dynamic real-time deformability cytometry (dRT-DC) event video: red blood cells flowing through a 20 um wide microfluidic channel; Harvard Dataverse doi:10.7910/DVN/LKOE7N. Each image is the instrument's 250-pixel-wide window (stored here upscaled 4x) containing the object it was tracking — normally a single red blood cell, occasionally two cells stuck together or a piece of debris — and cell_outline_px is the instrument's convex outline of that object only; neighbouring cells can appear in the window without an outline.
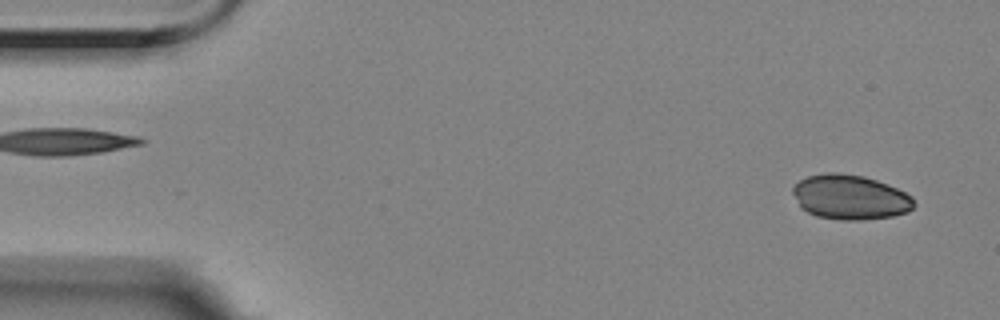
{"species": "Egyptian fruit bat (a non-hibernating species)", "species_latin": "Rousettus aegyptiacus", "temperature_condition": "room temperature", "stored_images_in_passage": 17, "camera_frame_rate_fps": 3000, "um_per_image_px": 0.085, "animal": {"sex": "female"}, "frame": {"image": 1, "passage_image": 2, "time_ms": 0.333, "image_size_px": [1000, 320], "cell_outline_px": [[916, 204], [908, 212], [892, 216], [864, 220], [840, 220], [816, 216], [800, 208], [792, 192], [792, 188], [800, 180], [808, 176], [828, 172], [840, 172], [864, 176], [876, 180], [896, 188], [912, 196]], "centroid_in_image_um": [72.25, 16.76], "position_along_channel_um": 12.7, "area_um2": 31.73}}
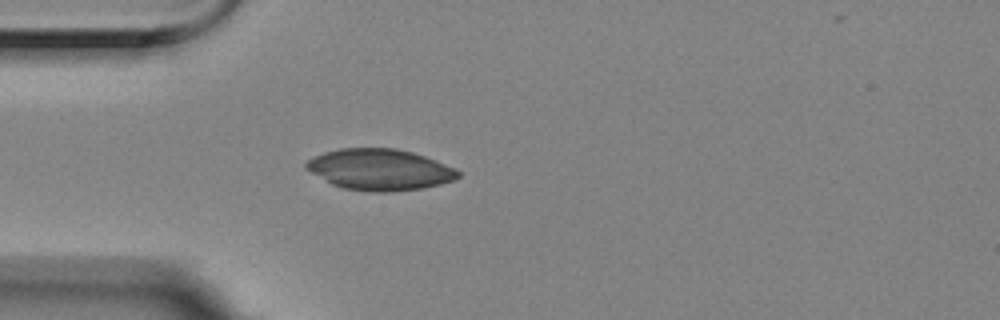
{"frame": {"image": 2, "passage_image": 14, "time_ms": 4.333, "image_size_px": [1000, 320], "cell_outline_px": [[460, 176], [452, 180], [440, 184], [424, 188], [388, 192], [372, 192], [344, 188], [332, 184], [304, 168], [304, 164], [308, 160], [324, 152], [340, 148], [396, 148], [412, 152], [424, 156], [456, 168], [460, 172]], "centroid_in_image_um": [32.28, 14.41], "position_along_channel_um": 52.7, "area_um2": 36.36}}